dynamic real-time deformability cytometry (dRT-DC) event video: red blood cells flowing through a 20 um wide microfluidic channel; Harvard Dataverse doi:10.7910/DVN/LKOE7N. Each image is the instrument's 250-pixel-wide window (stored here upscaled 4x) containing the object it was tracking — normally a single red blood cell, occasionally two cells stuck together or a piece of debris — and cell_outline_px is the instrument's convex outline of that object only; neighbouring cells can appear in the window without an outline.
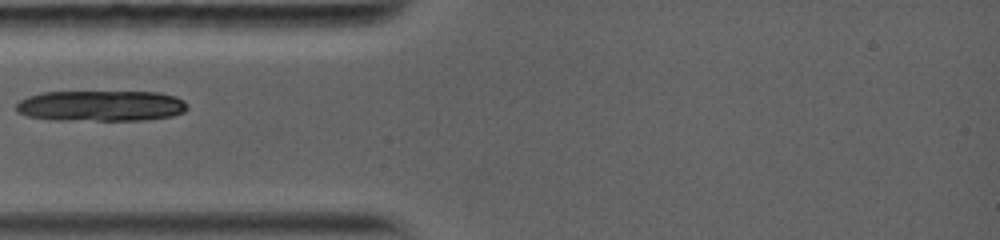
{"species": "common noctule bat (a hibernating species)", "species_latin": "Nyctalus noctula", "temperature_condition": "warm", "stored_images_in_passage": 18, "camera_frame_rate_fps": 5000, "um_per_image_px": 0.085, "animal": {"sex": "female", "body_mass_g": 19.0, "forearm_length_mm": 56.7}, "frame": {"image": 1, "passage_image": 1, "time_ms": 0.0, "image_size_px": [1000, 240], "cell_outline_px": [[188, 108], [184, 112], [172, 116], [144, 120], [52, 120], [28, 116], [16, 112], [16, 104], [20, 100], [28, 96], [44, 92], [156, 92], [176, 96], [184, 100], [188, 104]], "centroid_in_image_um": [8.59, 9.0], "position_along_channel_um": 76.4, "area_um2": 30.92}}
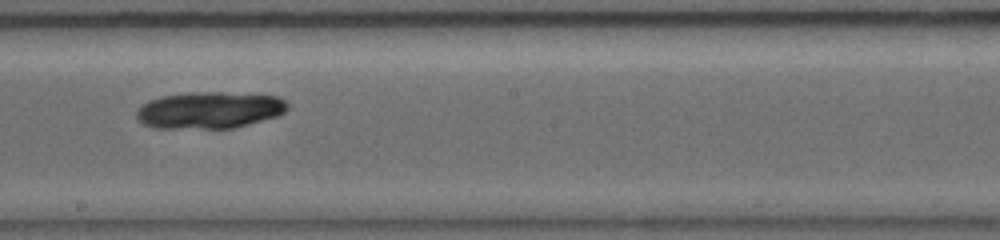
{"frame": {"image": 2, "passage_image": 8, "time_ms": 3.8, "image_size_px": [1000, 240], "cell_outline_px": [[288, 108], [284, 112], [276, 116], [248, 124], [232, 128], [152, 128], [136, 120], [136, 112], [148, 100], [160, 96], [192, 92], [220, 92], [280, 96], [288, 104]], "centroid_in_image_um": [17.78, 9.36], "position_along_channel_um": 230.4, "area_um2": 32.37}}
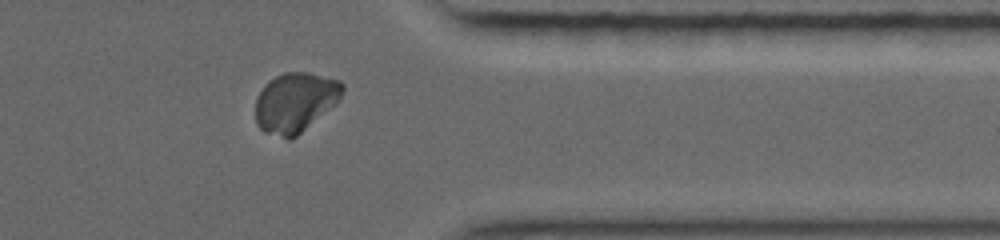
{"frame": {"image": 3, "passage_image": 15, "time_ms": 7.8, "image_size_px": [1000, 240], "cell_outline_px": [[344, 88], [336, 104], [292, 140], [288, 140], [264, 132], [256, 124], [256, 96], [264, 84], [268, 80], [284, 72], [308, 72], [340, 80], [344, 84]], "centroid_in_image_um": [25.08, 8.7], "position_along_channel_um": 386.3, "area_um2": 30.58}}